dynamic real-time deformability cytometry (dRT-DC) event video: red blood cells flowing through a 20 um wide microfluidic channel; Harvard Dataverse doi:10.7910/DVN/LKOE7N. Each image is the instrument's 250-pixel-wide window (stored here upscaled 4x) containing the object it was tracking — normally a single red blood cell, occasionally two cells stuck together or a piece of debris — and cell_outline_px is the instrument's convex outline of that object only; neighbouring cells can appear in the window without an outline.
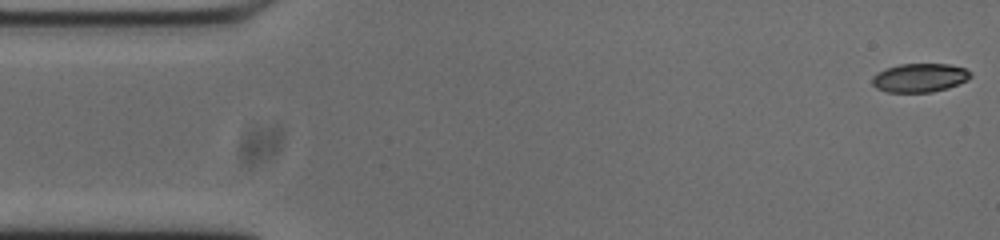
{"species": "common noctule bat (a hibernating species)", "species_latin": "Nyctalus noctula", "temperature_condition": "cold", "stored_images_in_passage": 14, "camera_frame_rate_fps": 3000, "um_per_image_px": 0.085, "animal": {"sex": "male", "body_mass_g": 20.0, "forearm_length_mm": 53.3}, "frame": {"image": 1, "passage_image": 1, "time_ms": 0.0, "image_size_px": [1000, 240], "cell_outline_px": [[972, 76], [968, 80], [948, 88], [932, 92], [888, 92], [876, 88], [872, 84], [872, 76], [876, 72], [884, 68], [900, 64], [948, 64], [964, 68], [972, 72]], "centroid_in_image_um": [78.16, 6.6], "position_along_channel_um": 6.8, "area_um2": 16.65}}
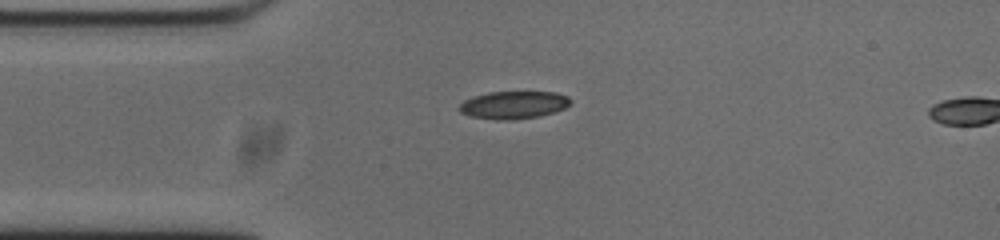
{"frame": {"image": 2, "passage_image": 12, "time_ms": 3.667, "image_size_px": [1000, 240], "cell_outline_px": [[572, 100], [564, 108], [540, 116], [512, 120], [500, 120], [472, 116], [460, 112], [460, 104], [464, 100], [472, 96], [488, 92], [556, 92], [568, 96]], "centroid_in_image_um": [43.65, 8.91], "position_along_channel_um": 41.3, "area_um2": 17.8}}